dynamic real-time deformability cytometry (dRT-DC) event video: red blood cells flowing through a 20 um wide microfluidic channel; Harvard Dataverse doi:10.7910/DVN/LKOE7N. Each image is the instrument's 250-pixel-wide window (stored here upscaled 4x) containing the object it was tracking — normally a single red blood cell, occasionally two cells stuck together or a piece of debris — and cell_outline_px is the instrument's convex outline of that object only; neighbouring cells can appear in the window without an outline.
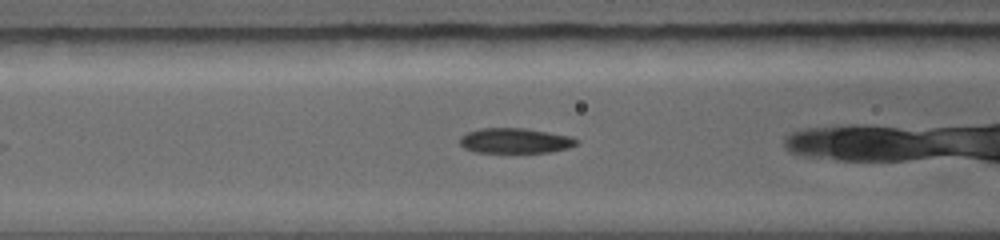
{"species": "common noctule bat (a hibernating species)", "species_latin": "Nyctalus noctula", "temperature_condition": "warm", "stored_images_in_passage": 4, "camera_frame_rate_fps": 5000, "um_per_image_px": 0.085, "animal": {"sex": "female", "body_mass_g": 19.0, "forearm_length_mm": 56.7}, "frame": {"image": 1, "passage_image": 3, "time_ms": 1.2, "image_size_px": [1000, 240], "cell_outline_px": [[580, 140], [576, 144], [568, 148], [552, 152], [476, 152], [464, 148], [460, 144], [460, 136], [468, 132], [480, 128], [524, 128], [572, 136]], "centroid_in_image_um": [43.8, 11.95], "position_along_channel_um": 122.8, "area_um2": 17.11}}